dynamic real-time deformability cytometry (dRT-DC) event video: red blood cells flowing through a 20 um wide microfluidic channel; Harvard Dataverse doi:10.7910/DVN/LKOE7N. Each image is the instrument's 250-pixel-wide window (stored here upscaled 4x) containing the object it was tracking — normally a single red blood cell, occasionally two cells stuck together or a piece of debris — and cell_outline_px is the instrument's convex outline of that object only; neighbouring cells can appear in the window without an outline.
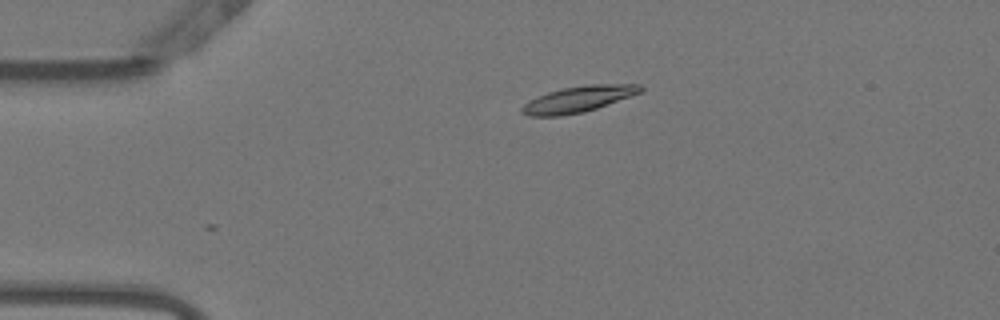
{"species": "Egyptian fruit bat (a non-hibernating species)", "species_latin": "Rousettus aegyptiacus", "temperature_condition": "warm", "stored_images_in_passage": 35, "camera_frame_rate_fps": 3000, "um_per_image_px": 0.085, "animal": {"sex": "female"}, "frame": {"image": 1, "passage_image": 1, "time_ms": 0.0, "image_size_px": [1000, 320], "cell_outline_px": [[644, 88], [640, 92], [596, 108], [584, 112], [560, 116], [528, 116], [520, 112], [520, 108], [528, 100], [548, 92], [564, 88], [588, 84], [640, 84]], "centroid_in_image_um": [49.1, 8.43], "position_along_channel_um": 35.9, "area_um2": 17.86}}
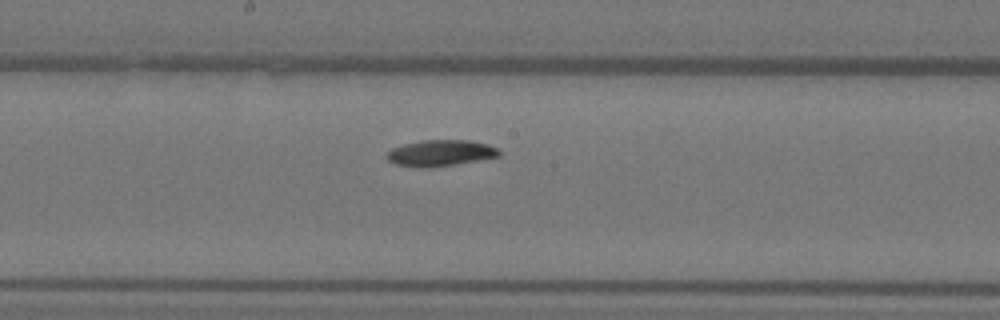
{"frame": {"image": 2, "passage_image": 18, "time_ms": 5.667, "image_size_px": [1000, 320], "cell_outline_px": [[500, 156], [428, 168], [424, 168], [396, 164], [388, 160], [388, 152], [392, 148], [404, 144], [420, 140], [468, 140], [488, 144], [496, 148], [500, 152]], "centroid_in_image_um": [37.43, 12.99], "position_along_channel_um": 210.8, "area_um2": 16.82}}
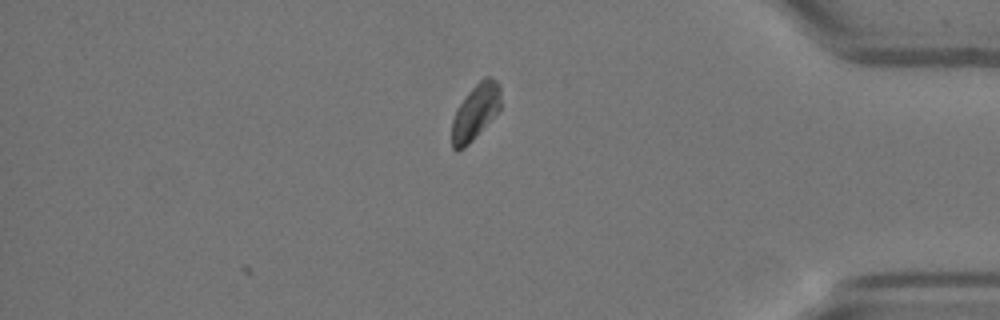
{"frame": {"image": 3, "passage_image": 35, "time_ms": 11.333, "image_size_px": [1000, 320], "cell_outline_px": [[500, 108], [472, 140], [464, 148], [456, 152], [452, 148], [452, 120], [456, 108], [468, 92], [484, 76], [492, 76], [500, 84]], "centroid_in_image_um": [40.39, 9.49], "position_along_channel_um": 394.8, "area_um2": 15.72}, "authors_computed_cell_mechanics": {"area_um2": 17.1088, "velocity_mm_per_s": 3.7703, "shape_relaxation_time_tau1_ms": 5.6313, "shape_relaxation_time_tau2_ms": null, "deformation_change_tau1": 0.161, "deformation_change_tau2": null}}